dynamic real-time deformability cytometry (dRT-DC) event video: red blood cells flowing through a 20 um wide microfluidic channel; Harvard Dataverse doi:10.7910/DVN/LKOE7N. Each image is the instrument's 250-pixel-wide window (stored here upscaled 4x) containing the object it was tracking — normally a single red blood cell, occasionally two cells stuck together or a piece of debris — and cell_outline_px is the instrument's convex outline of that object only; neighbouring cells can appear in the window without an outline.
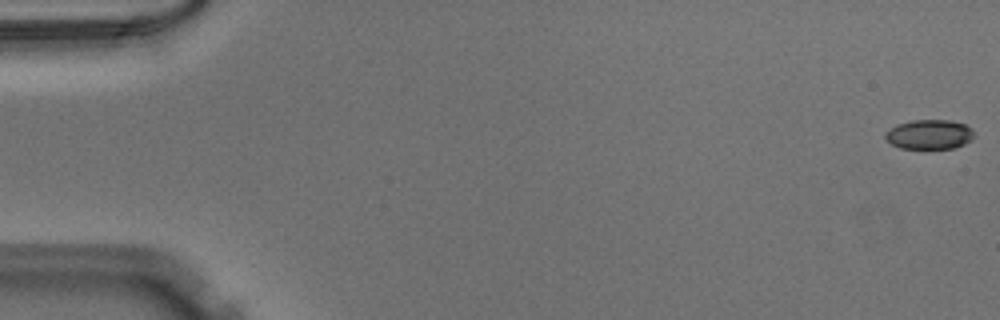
{"species": "Egyptian fruit bat (a non-hibernating species)", "species_latin": "Rousettus aegyptiacus", "temperature_condition": "warm", "stored_images_in_passage": 52, "camera_frame_rate_fps": 3000, "um_per_image_px": 0.085, "animal": {"sex": "male"}, "frame": {"image": 1, "passage_image": 1, "time_ms": 0.0, "image_size_px": [1000, 320], "cell_outline_px": [[976, 136], [972, 140], [956, 148], [900, 148], [892, 144], [884, 136], [884, 132], [888, 128], [896, 124], [912, 120], [952, 120], [964, 124], [972, 128]], "centroid_in_image_um": [79.01, 11.41], "position_along_channel_um": 6.0, "area_um2": 15.55}}
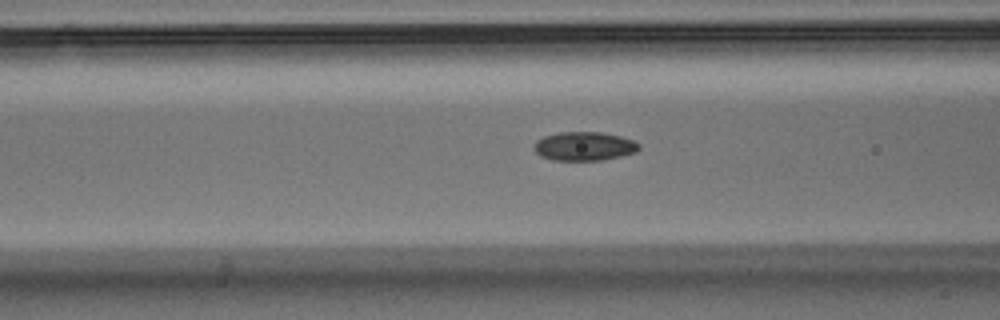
{"frame": {"image": 2, "passage_image": 21, "time_ms": 6.667, "image_size_px": [1000, 320], "cell_outline_px": [[640, 148], [636, 152], [620, 156], [600, 160], [552, 160], [540, 156], [532, 148], [536, 140], [544, 136], [560, 132], [604, 132], [620, 136], [632, 140], [640, 144]], "centroid_in_image_um": [49.64, 12.42], "position_along_channel_um": 117.0, "area_um2": 17.69}}
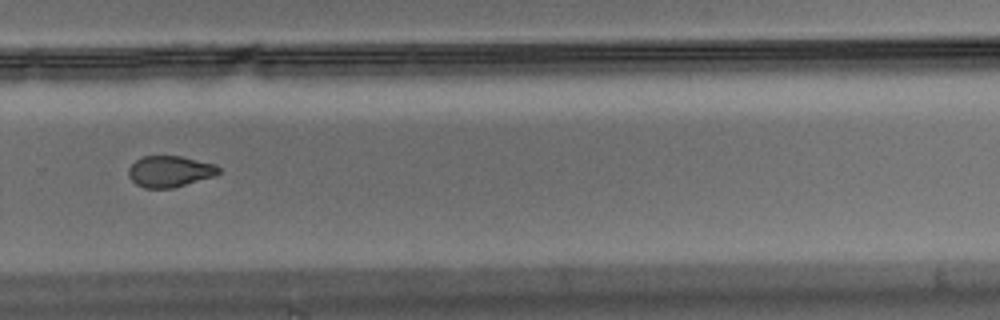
{"frame": {"image": 3, "passage_image": 36, "time_ms": 11.667, "image_size_px": [1000, 320], "cell_outline_px": [[220, 172], [216, 176], [172, 188], [144, 188], [136, 184], [128, 176], [128, 168], [136, 160], [144, 156], [180, 156], [216, 164], [220, 168]], "centroid_in_image_um": [14.45, 14.57], "position_along_channel_um": 315.4, "area_um2": 16.47}}